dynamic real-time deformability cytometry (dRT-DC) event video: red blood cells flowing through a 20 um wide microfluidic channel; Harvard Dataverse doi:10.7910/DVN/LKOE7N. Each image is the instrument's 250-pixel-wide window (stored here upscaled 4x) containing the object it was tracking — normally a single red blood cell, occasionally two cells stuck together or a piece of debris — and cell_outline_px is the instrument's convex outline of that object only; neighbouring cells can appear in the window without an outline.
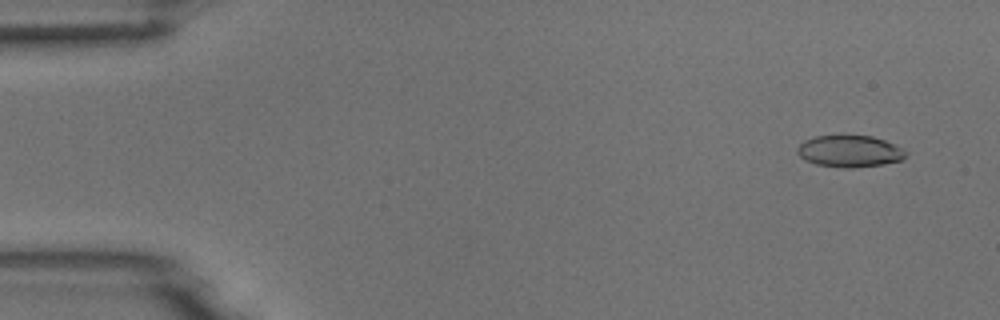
{"species": "common noctule bat (a hibernating species)", "species_latin": "Nyctalus noctula", "temperature_condition": "room temperature", "stored_images_in_passage": 54, "camera_frame_rate_fps": 3000, "um_per_image_px": 0.085, "animal": {"sex": "male", "body_mass_g": 18.8}, "frame": {"image": 1, "passage_image": 4, "time_ms": 1.0, "image_size_px": [1000, 320], "cell_outline_px": [[908, 152], [900, 160], [884, 164], [856, 168], [844, 168], [816, 164], [804, 160], [796, 152], [796, 148], [804, 140], [816, 136], [872, 136], [884, 140]], "centroid_in_image_um": [72.17, 12.87], "position_along_channel_um": 12.8, "area_um2": 19.94}}
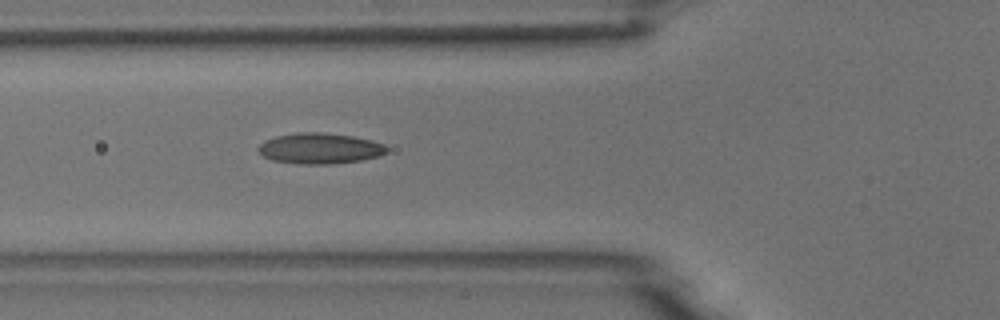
{"frame": {"image": 2, "passage_image": 20, "time_ms": 6.333, "image_size_px": [1000, 320], "cell_outline_px": [[388, 152], [380, 156], [360, 160], [328, 164], [304, 164], [272, 160], [264, 156], [256, 148], [264, 140], [276, 136], [296, 132], [320, 132], [352, 136], [372, 140], [384, 144], [388, 148]], "centroid_in_image_um": [27.19, 12.6], "position_along_channel_um": 98.6, "area_um2": 23.0}}
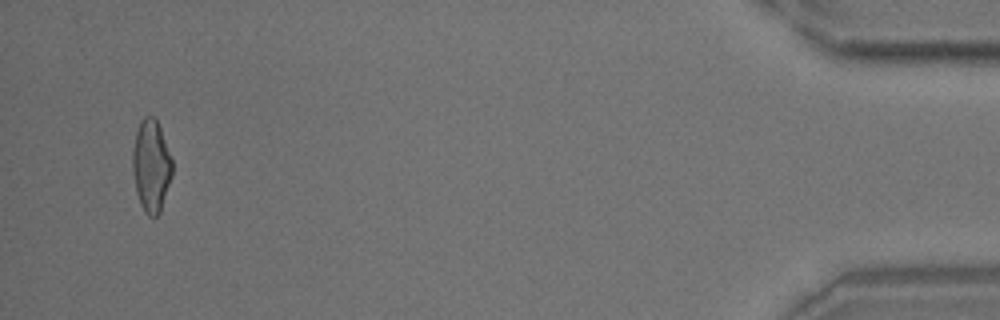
{"frame": {"image": 3, "passage_image": 52, "time_ms": 17.0, "image_size_px": [1000, 320], "cell_outline_px": [[172, 176], [160, 212], [156, 216], [148, 216], [144, 212], [140, 204], [136, 192], [132, 172], [132, 152], [136, 132], [140, 120], [144, 116], [156, 116], [172, 160]], "centroid_in_image_um": [12.84, 14.09], "position_along_channel_um": 422.4, "area_um2": 21.5}}